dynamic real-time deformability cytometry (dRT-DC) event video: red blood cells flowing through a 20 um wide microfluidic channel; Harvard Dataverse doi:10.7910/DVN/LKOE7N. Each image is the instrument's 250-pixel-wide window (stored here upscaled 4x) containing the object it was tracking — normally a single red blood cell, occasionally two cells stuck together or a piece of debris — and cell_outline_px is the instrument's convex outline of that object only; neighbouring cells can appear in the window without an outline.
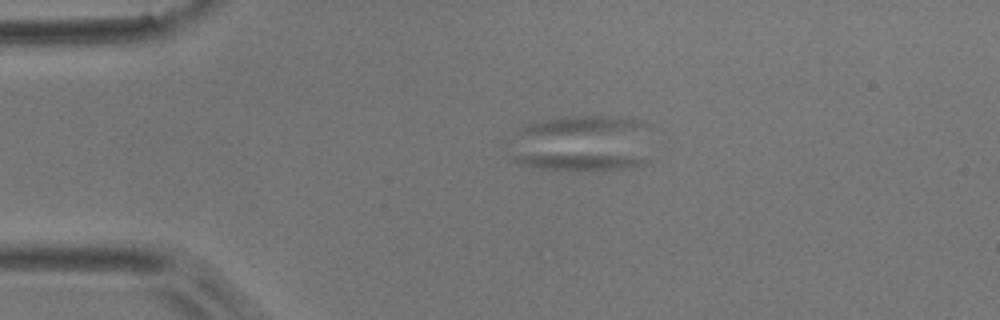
{"species": "common noctule bat (a hibernating species)", "species_latin": "Nyctalus noctula", "temperature_condition": "room temperature", "stored_images_in_passage": 17, "camera_frame_rate_fps": 3000, "um_per_image_px": 0.085, "animal": {"sex": "male", "body_mass_g": 17.9}, "frame": {"image": 1, "passage_image": 1, "time_ms": 0.0, "image_size_px": [1000, 320], "cell_outline_px": [[648, 164], [624, 168], [540, 168], [520, 164], [508, 160], [512, 156], [620, 156], [648, 160]], "centroid_in_image_um": [49.18, 13.75], "position_along_channel_um": 35.8, "area_um2": 10.52}}